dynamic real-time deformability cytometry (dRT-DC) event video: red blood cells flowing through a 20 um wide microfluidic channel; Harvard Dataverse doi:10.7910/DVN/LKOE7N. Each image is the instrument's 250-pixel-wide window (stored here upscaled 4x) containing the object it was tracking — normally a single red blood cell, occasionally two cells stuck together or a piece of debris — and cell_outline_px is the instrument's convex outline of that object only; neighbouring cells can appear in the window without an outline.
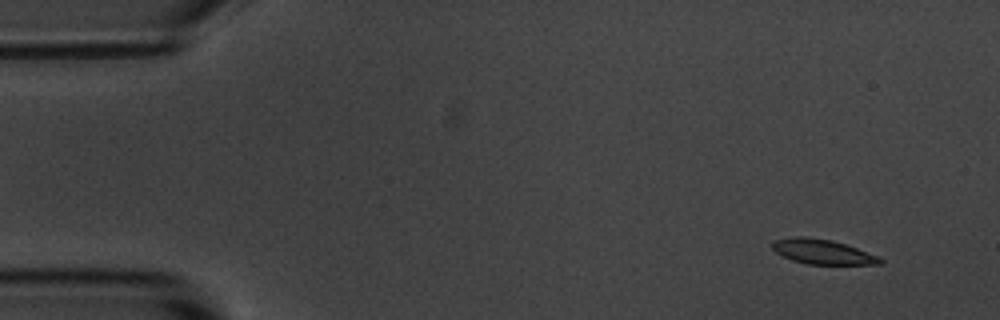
{"species": "common noctule bat (a hibernating species)", "species_latin": "Nyctalus noctula", "temperature_condition": "room temperature", "stored_images_in_passage": 6, "camera_frame_rate_fps": 3000, "um_per_image_px": 0.085, "animal": {"sex": "male", "body_mass_g": 20.1, "forearm_length_mm": 53.5}, "frame": {"image": 1, "passage_image": 1, "time_ms": 0.0, "image_size_px": [1000, 320], "cell_outline_px": [[884, 260], [880, 264], [808, 264], [792, 260], [776, 252], [772, 248], [772, 244], [776, 240], [792, 236], [808, 236], [832, 240], [880, 256]], "centroid_in_image_um": [69.92, 21.39], "position_along_channel_um": 15.1, "area_um2": 15.49}}
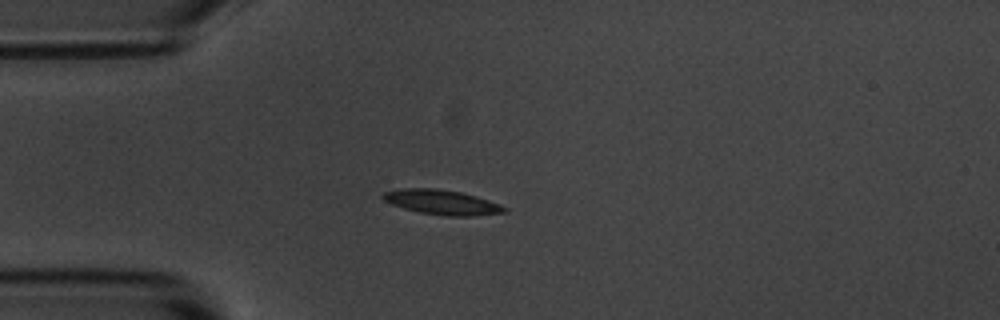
{"frame": {"image": 2, "passage_image": 3, "time_ms": 3.333, "image_size_px": [1000, 320], "cell_outline_px": [[508, 212], [472, 216], [448, 216], [420, 212], [404, 208], [392, 204], [384, 200], [380, 196], [384, 192], [404, 188], [436, 188], [460, 192], [476, 196], [500, 204], [508, 208]], "centroid_in_image_um": [37.59, 17.19], "position_along_channel_um": 47.4, "area_um2": 17.46}}
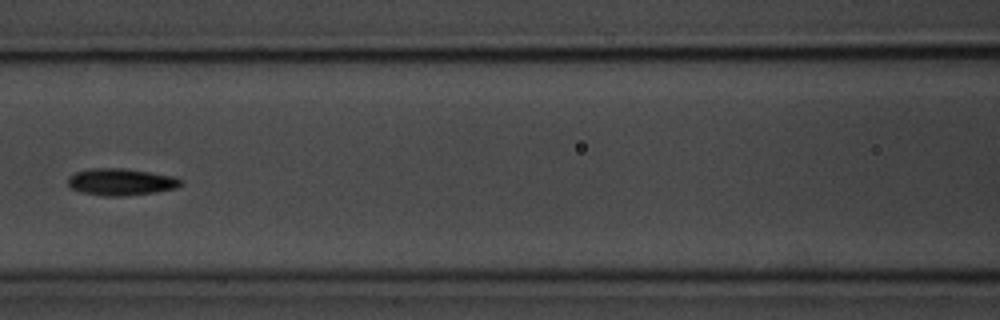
{"frame": {"image": 3, "passage_image": 6, "time_ms": 6.667, "image_size_px": [1000, 320], "cell_outline_px": [[184, 184], [176, 188], [156, 192], [120, 196], [104, 196], [84, 192], [72, 188], [68, 184], [68, 176], [76, 172], [88, 168], [124, 168], [176, 176]], "centroid_in_image_um": [10.3, 15.45], "position_along_channel_um": 156.3, "area_um2": 17.69}}